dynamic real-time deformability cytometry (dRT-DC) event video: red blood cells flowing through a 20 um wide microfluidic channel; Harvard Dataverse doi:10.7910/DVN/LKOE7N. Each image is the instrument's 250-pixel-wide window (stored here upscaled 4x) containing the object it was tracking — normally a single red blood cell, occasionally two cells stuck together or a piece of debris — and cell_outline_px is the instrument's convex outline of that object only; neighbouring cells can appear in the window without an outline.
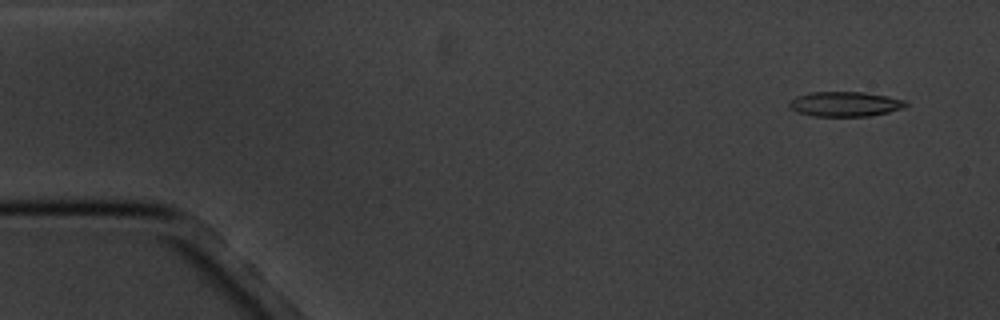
{"species": "common noctule bat (a hibernating species)", "species_latin": "Nyctalus noctula", "temperature_condition": "cold", "stored_images_in_passage": 12, "camera_frame_rate_fps": 3000, "um_per_image_px": 0.085, "animal": {"sex": "male", "body_mass_g": 20.1, "forearm_length_mm": 53.5}, "frame": {"image": 1, "passage_image": 1, "time_ms": 0.0, "image_size_px": [1000, 320], "cell_outline_px": [[908, 104], [904, 108], [888, 112], [868, 116], [812, 116], [796, 112], [788, 108], [788, 100], [796, 96], [812, 92], [864, 92], [888, 96], [904, 100]], "centroid_in_image_um": [71.77, 8.84], "position_along_channel_um": 13.2, "area_um2": 17.05}}
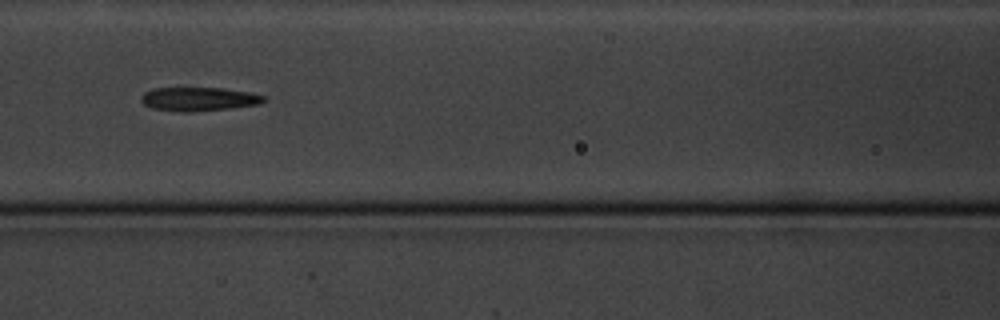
{"frame": {"image": 2, "passage_image": 7, "time_ms": 7.0, "image_size_px": [1000, 320], "cell_outline_px": [[268, 100], [260, 104], [232, 108], [192, 112], [180, 112], [152, 108], [144, 104], [140, 100], [140, 96], [144, 92], [152, 88], [224, 88], [248, 92], [264, 96]], "centroid_in_image_um": [16.89, 8.42], "position_along_channel_um": 149.7, "area_um2": 17.17}}
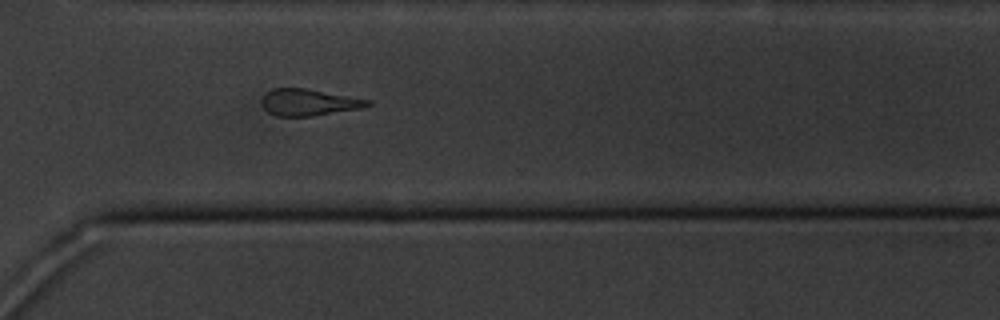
{"frame": {"image": 3, "passage_image": 12, "time_ms": 12.667, "image_size_px": [1000, 320], "cell_outline_px": [[372, 104], [360, 108], [312, 116], [276, 116], [268, 112], [264, 108], [260, 100], [272, 88], [308, 88], [372, 100]], "centroid_in_image_um": [26.25, 8.69], "position_along_channel_um": 344.4, "area_um2": 16.47}}